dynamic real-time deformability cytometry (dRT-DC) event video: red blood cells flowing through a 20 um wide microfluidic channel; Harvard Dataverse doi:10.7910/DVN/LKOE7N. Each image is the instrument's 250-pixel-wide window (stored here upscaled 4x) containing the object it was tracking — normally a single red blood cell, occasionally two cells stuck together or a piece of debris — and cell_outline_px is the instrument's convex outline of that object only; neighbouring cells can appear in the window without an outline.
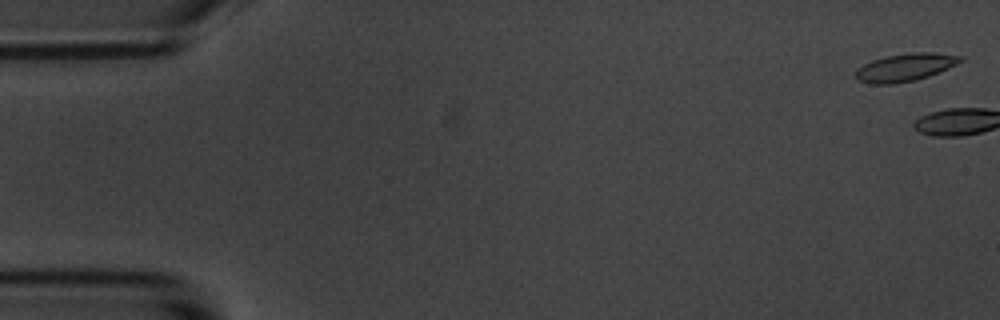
{"species": "common noctule bat (a hibernating species)", "species_latin": "Nyctalus noctula", "temperature_condition": "room temperature", "stored_images_in_passage": 6, "camera_frame_rate_fps": 3000, "um_per_image_px": 0.085, "animal": {"sex": "male", "body_mass_g": 20.1, "forearm_length_mm": 53.5}, "frame": {"image": 1, "passage_image": 1, "time_ms": 0.0, "image_size_px": [1000, 320], "cell_outline_px": [[964, 60], [948, 68], [928, 76], [916, 80], [892, 84], [872, 84], [856, 80], [856, 68], [872, 60], [884, 56], [912, 52], [936, 52], [964, 56]], "centroid_in_image_um": [76.94, 5.71], "position_along_channel_um": 8.1, "area_um2": 17.11}}